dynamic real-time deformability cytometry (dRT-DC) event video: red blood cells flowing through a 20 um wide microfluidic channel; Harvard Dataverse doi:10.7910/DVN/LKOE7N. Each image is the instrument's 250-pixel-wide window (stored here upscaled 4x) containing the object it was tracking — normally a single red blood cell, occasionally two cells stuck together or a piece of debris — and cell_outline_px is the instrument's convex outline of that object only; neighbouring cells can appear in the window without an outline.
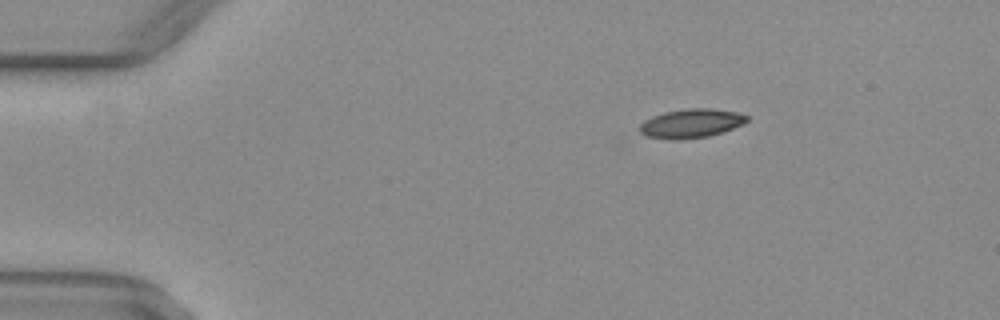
{"species": "common noctule bat (a hibernating species)", "species_latin": "Nyctalus noctula", "temperature_condition": "warm", "stored_images_in_passage": 45, "camera_frame_rate_fps": 3000, "um_per_image_px": 0.085, "animal": {"sex": "female", "body_mass_g": 29.2, "forearm_length_mm": 56.3}, "frame": {"image": 1, "passage_image": 2, "time_ms": 0.333, "image_size_px": [1000, 320], "cell_outline_px": [[748, 120], [732, 128], [708, 136], [648, 136], [640, 132], [640, 124], [644, 120], [652, 116], [664, 112], [688, 108], [708, 108], [736, 112], [748, 116]], "centroid_in_image_um": [58.77, 10.41], "position_along_channel_um": 26.2, "area_um2": 16.88}}
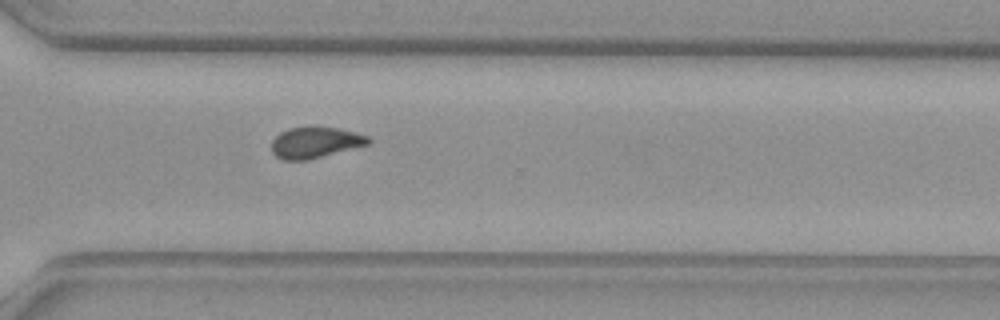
{"frame": {"image": 2, "passage_image": 31, "time_ms": 10.0, "image_size_px": [1000, 320], "cell_outline_px": [[372, 140], [368, 144], [308, 160], [284, 160], [276, 156], [272, 152], [272, 140], [280, 132], [288, 128], [312, 124], [316, 124], [336, 128], [368, 136]], "centroid_in_image_um": [26.75, 12.07], "position_along_channel_um": 343.8, "area_um2": 17.8}}
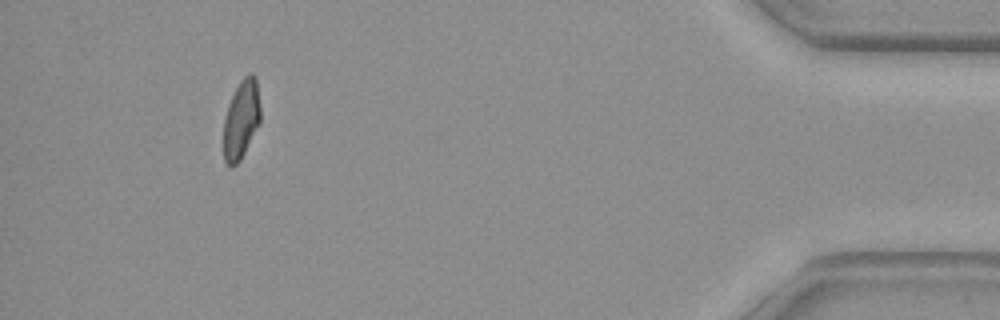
{"frame": {"image": 3, "passage_image": 41, "time_ms": 13.333, "image_size_px": [1000, 320], "cell_outline_px": [[260, 124], [240, 160], [232, 168], [224, 160], [224, 120], [228, 104], [240, 80], [248, 72], [252, 72], [256, 76], [260, 108]], "centroid_in_image_um": [20.52, 10.13], "position_along_channel_um": 414.7, "area_um2": 16.99}, "authors_computed_cell_mechanics": {"area_um2": 17.9758, "velocity_mm_per_s": 4.0847, "shape_relaxation_time_tau1_ms": null, "shape_relaxation_time_tau2_ms": 1.8371, "deformation_change_tau1": null, "deformation_change_tau2": 0.0831}}